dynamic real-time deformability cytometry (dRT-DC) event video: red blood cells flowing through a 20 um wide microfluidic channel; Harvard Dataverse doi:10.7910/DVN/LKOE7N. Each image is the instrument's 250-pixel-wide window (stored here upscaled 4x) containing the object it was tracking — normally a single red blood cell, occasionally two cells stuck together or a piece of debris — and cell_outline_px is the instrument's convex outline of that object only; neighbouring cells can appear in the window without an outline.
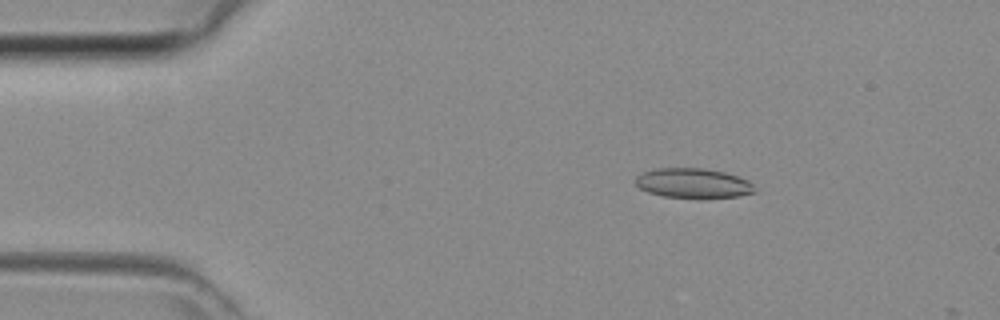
{"species": "common noctule bat (a hibernating species)", "species_latin": "Nyctalus noctula", "temperature_condition": "room temperature", "stored_images_in_passage": 9, "camera_frame_rate_fps": 3000, "um_per_image_px": 0.085, "animal": {"sex": "female", "body_mass_g": 29.2, "forearm_length_mm": 56.3}, "frame": {"image": 1, "passage_image": 7, "time_ms": 2.0, "image_size_px": [1000, 320], "cell_outline_px": [[756, 192], [736, 196], [700, 200], [664, 196], [648, 192], [640, 188], [636, 184], [636, 176], [644, 172], [656, 168], [704, 168], [724, 172], [748, 180], [752, 184]], "centroid_in_image_um": [58.92, 15.6], "position_along_channel_um": 26.1, "area_um2": 20.98}}